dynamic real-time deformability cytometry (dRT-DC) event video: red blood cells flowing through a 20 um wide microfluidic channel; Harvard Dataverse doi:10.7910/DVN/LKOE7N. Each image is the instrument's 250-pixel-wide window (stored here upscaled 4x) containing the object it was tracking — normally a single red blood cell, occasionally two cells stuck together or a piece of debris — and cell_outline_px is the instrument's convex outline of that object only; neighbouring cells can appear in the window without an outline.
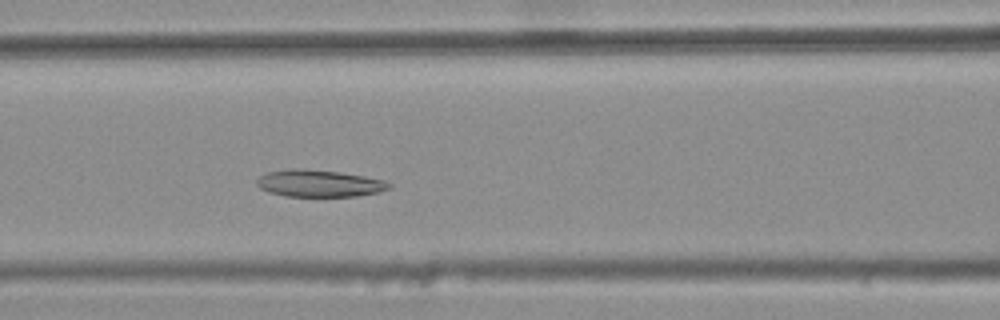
{"species": "common noctule bat (a hibernating species)", "species_latin": "Nyctalus noctula", "temperature_condition": "warm", "stored_images_in_passage": 41, "camera_frame_rate_fps": 3000, "um_per_image_px": 0.085, "animal": {"sex": "female", "body_mass_g": 25.1}, "frame": {"image": 1, "passage_image": 19, "time_ms": 6.0, "image_size_px": [1000, 320], "cell_outline_px": [[392, 188], [360, 196], [284, 196], [268, 192], [260, 188], [256, 184], [256, 180], [260, 176], [268, 172], [292, 168], [304, 168], [340, 172], [364, 176], [384, 180], [392, 184]], "centroid_in_image_um": [27.12, 15.58], "position_along_channel_um": 139.5, "area_um2": 20.92}}
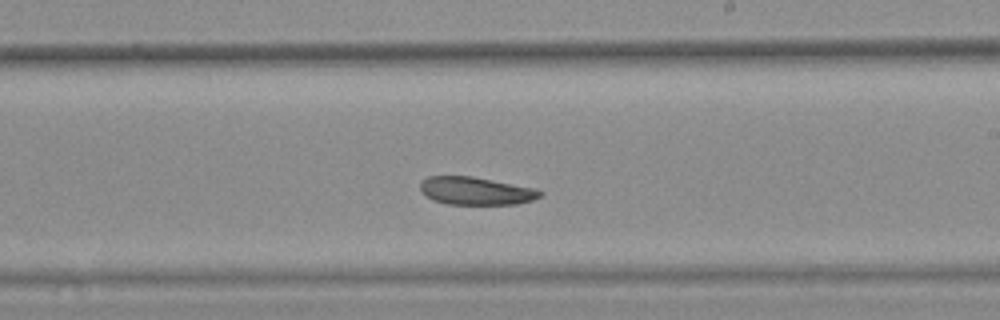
{"frame": {"image": 2, "passage_image": 28, "time_ms": 9.0, "image_size_px": [1000, 320], "cell_outline_px": [[544, 192], [540, 196], [532, 200], [516, 204], [448, 204], [432, 200], [420, 192], [420, 180], [428, 176], [472, 176], [536, 188]], "centroid_in_image_um": [40.42, 16.22], "position_along_channel_um": 248.6, "area_um2": 19.59}}
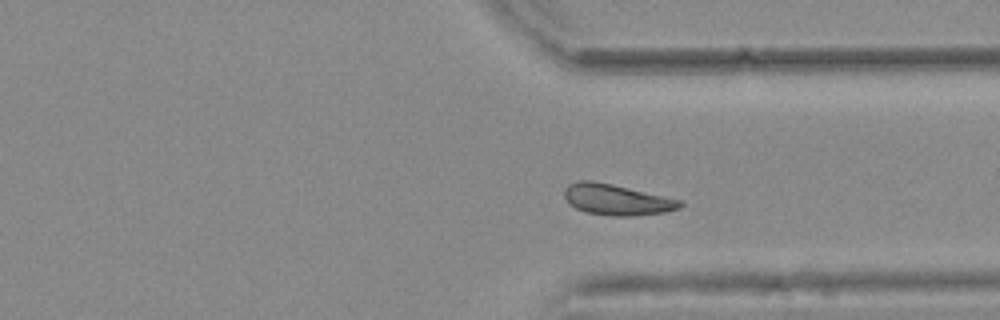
{"frame": {"image": 3, "passage_image": 37, "time_ms": 12.0, "image_size_px": [1000, 320], "cell_outline_px": [[684, 204], [680, 208], [664, 212], [632, 216], [612, 216], [584, 212], [568, 204], [564, 196], [564, 188], [568, 184], [580, 180], [592, 180], [612, 184], [684, 200]], "centroid_in_image_um": [52.42, 16.97], "position_along_channel_um": 359.0, "area_um2": 21.1}}